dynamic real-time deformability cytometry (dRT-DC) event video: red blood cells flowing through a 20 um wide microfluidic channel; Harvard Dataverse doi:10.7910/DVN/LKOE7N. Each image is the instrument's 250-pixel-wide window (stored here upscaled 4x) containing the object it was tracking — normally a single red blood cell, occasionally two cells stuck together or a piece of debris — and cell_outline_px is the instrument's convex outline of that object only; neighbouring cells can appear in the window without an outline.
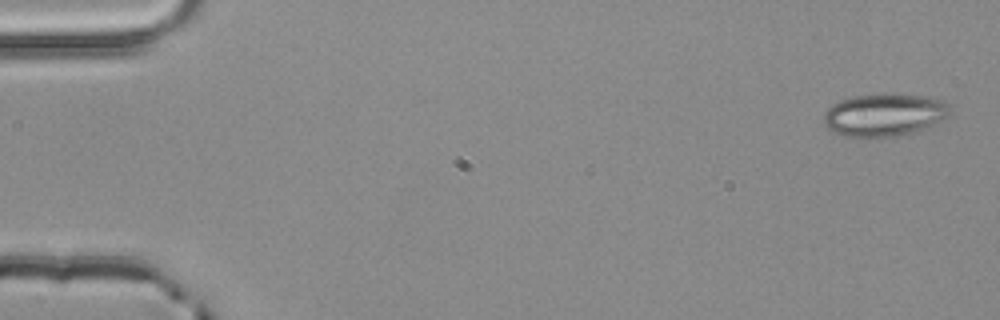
{"species": "common noctule bat (a hibernating species)", "species_latin": "Nyctalus noctula", "temperature_condition": "room temperature", "stored_images_in_passage": 4, "camera_frame_rate_fps": 3000, "um_per_image_px": 0.085, "animal": {"sex": "male", "body_mass_g": 20.4}, "frame": {"image": 1, "passage_image": 1, "time_ms": 0.0, "image_size_px": [1000, 320], "cell_outline_px": [[948, 116], [924, 128], [912, 132], [892, 136], [848, 136], [832, 132], [824, 124], [824, 112], [832, 104], [840, 100], [852, 96], [880, 92], [920, 96], [944, 100], [948, 104]], "centroid_in_image_um": [75.11, 9.73], "position_along_channel_um": 9.9, "area_um2": 31.15}}